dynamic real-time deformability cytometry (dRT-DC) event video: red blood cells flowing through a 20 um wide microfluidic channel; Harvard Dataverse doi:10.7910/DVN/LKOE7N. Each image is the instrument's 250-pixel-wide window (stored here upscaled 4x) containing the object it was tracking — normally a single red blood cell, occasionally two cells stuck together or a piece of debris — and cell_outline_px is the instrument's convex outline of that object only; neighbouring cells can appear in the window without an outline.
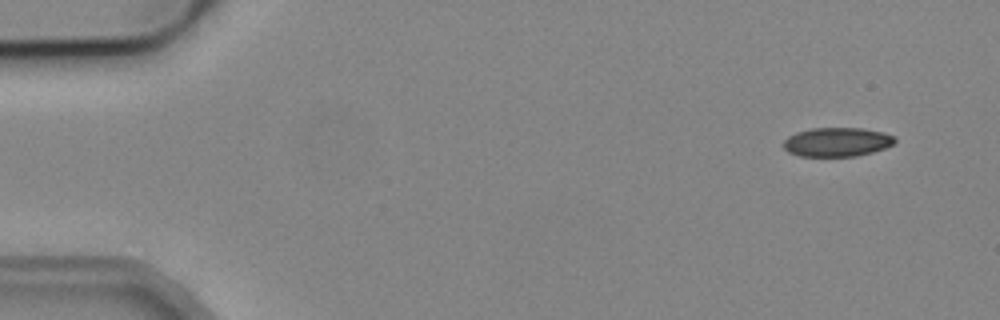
{"species": "common noctule bat (a hibernating species)", "species_latin": "Nyctalus noctula", "temperature_condition": "cold", "stored_images_in_passage": 5, "camera_frame_rate_fps": 3000, "um_per_image_px": 0.085, "animal": {"sex": "male", "body_mass_g": 19.2, "forearm_length_mm": 51.8}, "frame": {"image": 1, "passage_image": 1, "time_ms": 0.0, "image_size_px": [1000, 320], "cell_outline_px": [[896, 140], [892, 144], [884, 148], [872, 152], [856, 156], [800, 156], [788, 152], [784, 148], [784, 140], [788, 136], [796, 132], [812, 128], [864, 128], [884, 132], [896, 136]], "centroid_in_image_um": [71.16, 12.06], "position_along_channel_um": 13.8, "area_um2": 18.9}}
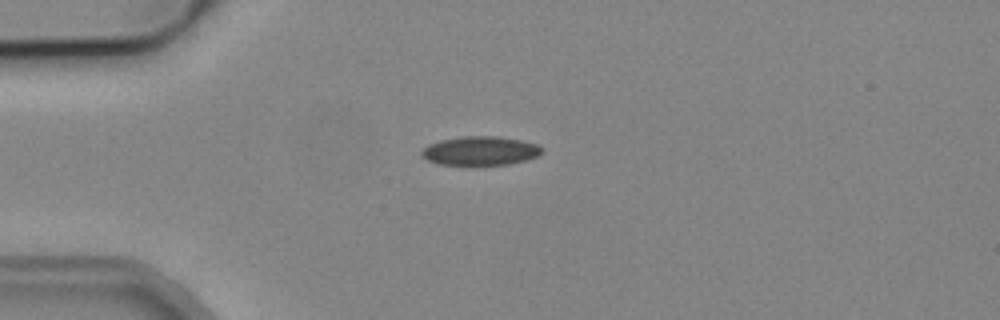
{"frame": {"image": 2, "passage_image": 4, "time_ms": 3.333, "image_size_px": [1000, 320], "cell_outline_px": [[544, 152], [540, 156], [508, 164], [440, 164], [428, 160], [420, 156], [420, 152], [428, 144], [440, 140], [460, 136], [496, 136], [520, 140], [536, 144], [544, 148]], "centroid_in_image_um": [40.83, 12.8], "position_along_channel_um": 44.2, "area_um2": 20.23}}